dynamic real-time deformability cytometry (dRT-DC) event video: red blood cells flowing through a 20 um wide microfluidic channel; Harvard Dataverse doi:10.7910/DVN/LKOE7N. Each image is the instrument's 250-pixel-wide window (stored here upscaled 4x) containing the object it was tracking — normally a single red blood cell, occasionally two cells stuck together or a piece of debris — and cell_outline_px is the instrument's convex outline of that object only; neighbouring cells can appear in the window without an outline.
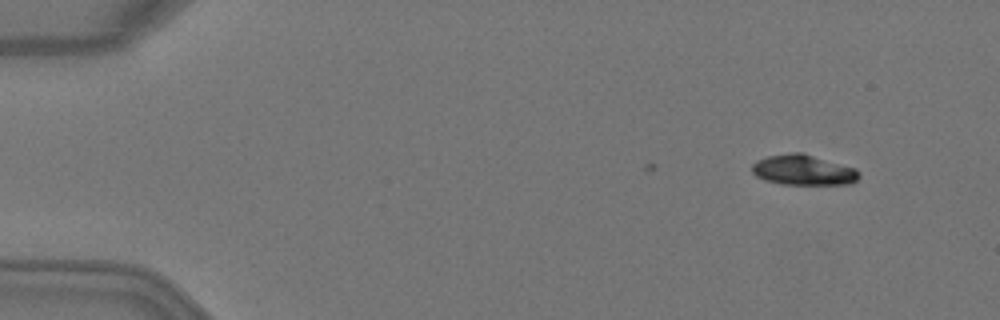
{"species": "Egyptian fruit bat (a non-hibernating species)", "species_latin": "Rousettus aegyptiacus", "temperature_condition": "warm", "stored_images_in_passage": 3, "camera_frame_rate_fps": 3000, "um_per_image_px": 0.085, "animal": {"sex": "female"}, "frame": {"image": 1, "passage_image": 1, "time_ms": 0.0, "image_size_px": [1000, 320], "cell_outline_px": [[860, 176], [852, 184], [780, 184], [764, 180], [756, 176], [752, 172], [752, 164], [756, 160], [768, 156], [792, 152], [804, 152], [856, 168], [860, 172]], "centroid_in_image_um": [68.29, 14.44], "position_along_channel_um": 16.7, "area_um2": 19.19}}